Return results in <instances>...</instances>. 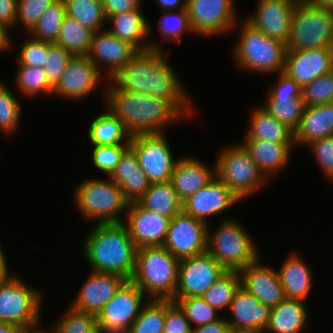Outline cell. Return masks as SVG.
<instances>
[{
    "label": "cell",
    "mask_w": 333,
    "mask_h": 333,
    "mask_svg": "<svg viewBox=\"0 0 333 333\" xmlns=\"http://www.w3.org/2000/svg\"><path fill=\"white\" fill-rule=\"evenodd\" d=\"M0 80V131L5 135H13L20 127L21 103L12 90Z\"/></svg>",
    "instance_id": "44"
},
{
    "label": "cell",
    "mask_w": 333,
    "mask_h": 333,
    "mask_svg": "<svg viewBox=\"0 0 333 333\" xmlns=\"http://www.w3.org/2000/svg\"><path fill=\"white\" fill-rule=\"evenodd\" d=\"M137 52L138 50L134 46L120 40L105 28L93 33L86 56L103 74L106 70V80L108 79L109 82V79L124 68Z\"/></svg>",
    "instance_id": "18"
},
{
    "label": "cell",
    "mask_w": 333,
    "mask_h": 333,
    "mask_svg": "<svg viewBox=\"0 0 333 333\" xmlns=\"http://www.w3.org/2000/svg\"><path fill=\"white\" fill-rule=\"evenodd\" d=\"M105 76L86 55H74L53 88L52 95L70 101H82L99 88L97 86Z\"/></svg>",
    "instance_id": "17"
},
{
    "label": "cell",
    "mask_w": 333,
    "mask_h": 333,
    "mask_svg": "<svg viewBox=\"0 0 333 333\" xmlns=\"http://www.w3.org/2000/svg\"><path fill=\"white\" fill-rule=\"evenodd\" d=\"M208 224L181 211L169 222L163 246L179 260L207 250Z\"/></svg>",
    "instance_id": "16"
},
{
    "label": "cell",
    "mask_w": 333,
    "mask_h": 333,
    "mask_svg": "<svg viewBox=\"0 0 333 333\" xmlns=\"http://www.w3.org/2000/svg\"><path fill=\"white\" fill-rule=\"evenodd\" d=\"M277 270L287 299L305 301L313 285V272L303 256L292 251Z\"/></svg>",
    "instance_id": "30"
},
{
    "label": "cell",
    "mask_w": 333,
    "mask_h": 333,
    "mask_svg": "<svg viewBox=\"0 0 333 333\" xmlns=\"http://www.w3.org/2000/svg\"><path fill=\"white\" fill-rule=\"evenodd\" d=\"M232 317L226 320L230 329H246L264 332L271 308L261 303L253 294L239 287L227 310Z\"/></svg>",
    "instance_id": "26"
},
{
    "label": "cell",
    "mask_w": 333,
    "mask_h": 333,
    "mask_svg": "<svg viewBox=\"0 0 333 333\" xmlns=\"http://www.w3.org/2000/svg\"><path fill=\"white\" fill-rule=\"evenodd\" d=\"M15 55L17 65L43 68L48 57V42L37 40L29 35Z\"/></svg>",
    "instance_id": "48"
},
{
    "label": "cell",
    "mask_w": 333,
    "mask_h": 333,
    "mask_svg": "<svg viewBox=\"0 0 333 333\" xmlns=\"http://www.w3.org/2000/svg\"><path fill=\"white\" fill-rule=\"evenodd\" d=\"M165 299H148L127 333H163Z\"/></svg>",
    "instance_id": "41"
},
{
    "label": "cell",
    "mask_w": 333,
    "mask_h": 333,
    "mask_svg": "<svg viewBox=\"0 0 333 333\" xmlns=\"http://www.w3.org/2000/svg\"><path fill=\"white\" fill-rule=\"evenodd\" d=\"M24 328L8 323H0V333H23Z\"/></svg>",
    "instance_id": "59"
},
{
    "label": "cell",
    "mask_w": 333,
    "mask_h": 333,
    "mask_svg": "<svg viewBox=\"0 0 333 333\" xmlns=\"http://www.w3.org/2000/svg\"><path fill=\"white\" fill-rule=\"evenodd\" d=\"M277 75L275 84L266 91L265 104L260 107L294 132L306 108L302 87L284 73Z\"/></svg>",
    "instance_id": "15"
},
{
    "label": "cell",
    "mask_w": 333,
    "mask_h": 333,
    "mask_svg": "<svg viewBox=\"0 0 333 333\" xmlns=\"http://www.w3.org/2000/svg\"><path fill=\"white\" fill-rule=\"evenodd\" d=\"M313 6L333 11V0H307Z\"/></svg>",
    "instance_id": "60"
},
{
    "label": "cell",
    "mask_w": 333,
    "mask_h": 333,
    "mask_svg": "<svg viewBox=\"0 0 333 333\" xmlns=\"http://www.w3.org/2000/svg\"><path fill=\"white\" fill-rule=\"evenodd\" d=\"M157 24V31L163 41L182 43L181 37L185 33L194 34L186 9L162 11Z\"/></svg>",
    "instance_id": "43"
},
{
    "label": "cell",
    "mask_w": 333,
    "mask_h": 333,
    "mask_svg": "<svg viewBox=\"0 0 333 333\" xmlns=\"http://www.w3.org/2000/svg\"><path fill=\"white\" fill-rule=\"evenodd\" d=\"M74 192L76 208L85 220H93L94 224L123 222L129 203L110 177L107 180H83L76 185Z\"/></svg>",
    "instance_id": "6"
},
{
    "label": "cell",
    "mask_w": 333,
    "mask_h": 333,
    "mask_svg": "<svg viewBox=\"0 0 333 333\" xmlns=\"http://www.w3.org/2000/svg\"><path fill=\"white\" fill-rule=\"evenodd\" d=\"M235 0H187L186 11L193 33L201 37L232 32L239 22Z\"/></svg>",
    "instance_id": "14"
},
{
    "label": "cell",
    "mask_w": 333,
    "mask_h": 333,
    "mask_svg": "<svg viewBox=\"0 0 333 333\" xmlns=\"http://www.w3.org/2000/svg\"><path fill=\"white\" fill-rule=\"evenodd\" d=\"M17 66L15 86L21 95L29 98L43 95V93L52 96L53 87L49 84L43 68L28 65Z\"/></svg>",
    "instance_id": "40"
},
{
    "label": "cell",
    "mask_w": 333,
    "mask_h": 333,
    "mask_svg": "<svg viewBox=\"0 0 333 333\" xmlns=\"http://www.w3.org/2000/svg\"><path fill=\"white\" fill-rule=\"evenodd\" d=\"M170 220L134 202L128 204L122 223L127 227L133 243L140 248L163 246Z\"/></svg>",
    "instance_id": "21"
},
{
    "label": "cell",
    "mask_w": 333,
    "mask_h": 333,
    "mask_svg": "<svg viewBox=\"0 0 333 333\" xmlns=\"http://www.w3.org/2000/svg\"><path fill=\"white\" fill-rule=\"evenodd\" d=\"M220 149L215 162V175L240 202L267 186L269 180L259 171L242 144H231Z\"/></svg>",
    "instance_id": "8"
},
{
    "label": "cell",
    "mask_w": 333,
    "mask_h": 333,
    "mask_svg": "<svg viewBox=\"0 0 333 333\" xmlns=\"http://www.w3.org/2000/svg\"><path fill=\"white\" fill-rule=\"evenodd\" d=\"M66 15L77 20L93 32L103 30L107 24L101 0H63Z\"/></svg>",
    "instance_id": "37"
},
{
    "label": "cell",
    "mask_w": 333,
    "mask_h": 333,
    "mask_svg": "<svg viewBox=\"0 0 333 333\" xmlns=\"http://www.w3.org/2000/svg\"><path fill=\"white\" fill-rule=\"evenodd\" d=\"M330 136H333V102L306 107L294 131L295 147Z\"/></svg>",
    "instance_id": "31"
},
{
    "label": "cell",
    "mask_w": 333,
    "mask_h": 333,
    "mask_svg": "<svg viewBox=\"0 0 333 333\" xmlns=\"http://www.w3.org/2000/svg\"><path fill=\"white\" fill-rule=\"evenodd\" d=\"M143 6L124 13H117L107 18V28L113 35L120 40L126 41L134 46L138 51L148 49H164L158 42L150 41L152 35L151 23L144 17L141 11ZM149 22V23H148ZM151 34V35H150ZM150 36V37H149Z\"/></svg>",
    "instance_id": "25"
},
{
    "label": "cell",
    "mask_w": 333,
    "mask_h": 333,
    "mask_svg": "<svg viewBox=\"0 0 333 333\" xmlns=\"http://www.w3.org/2000/svg\"><path fill=\"white\" fill-rule=\"evenodd\" d=\"M200 159L181 157L175 164L170 182L181 202L210 183L215 177L214 167Z\"/></svg>",
    "instance_id": "27"
},
{
    "label": "cell",
    "mask_w": 333,
    "mask_h": 333,
    "mask_svg": "<svg viewBox=\"0 0 333 333\" xmlns=\"http://www.w3.org/2000/svg\"><path fill=\"white\" fill-rule=\"evenodd\" d=\"M56 0H17V18L26 32H30L36 25L44 11Z\"/></svg>",
    "instance_id": "50"
},
{
    "label": "cell",
    "mask_w": 333,
    "mask_h": 333,
    "mask_svg": "<svg viewBox=\"0 0 333 333\" xmlns=\"http://www.w3.org/2000/svg\"><path fill=\"white\" fill-rule=\"evenodd\" d=\"M165 133L137 134L131 137L130 147L136 153L140 168L151 184L171 180L176 158Z\"/></svg>",
    "instance_id": "12"
},
{
    "label": "cell",
    "mask_w": 333,
    "mask_h": 333,
    "mask_svg": "<svg viewBox=\"0 0 333 333\" xmlns=\"http://www.w3.org/2000/svg\"><path fill=\"white\" fill-rule=\"evenodd\" d=\"M9 30H11L10 28H8L6 25L0 23V53L3 51H9L11 50V46L13 45L11 39L10 38V34H9Z\"/></svg>",
    "instance_id": "57"
},
{
    "label": "cell",
    "mask_w": 333,
    "mask_h": 333,
    "mask_svg": "<svg viewBox=\"0 0 333 333\" xmlns=\"http://www.w3.org/2000/svg\"><path fill=\"white\" fill-rule=\"evenodd\" d=\"M309 311L305 301L285 299L271 308L263 333H303L308 327Z\"/></svg>",
    "instance_id": "32"
},
{
    "label": "cell",
    "mask_w": 333,
    "mask_h": 333,
    "mask_svg": "<svg viewBox=\"0 0 333 333\" xmlns=\"http://www.w3.org/2000/svg\"><path fill=\"white\" fill-rule=\"evenodd\" d=\"M17 0H0V23L14 28L17 18Z\"/></svg>",
    "instance_id": "54"
},
{
    "label": "cell",
    "mask_w": 333,
    "mask_h": 333,
    "mask_svg": "<svg viewBox=\"0 0 333 333\" xmlns=\"http://www.w3.org/2000/svg\"><path fill=\"white\" fill-rule=\"evenodd\" d=\"M241 144L249 152L257 168L267 180L286 167L291 160V150L295 145L261 139H244Z\"/></svg>",
    "instance_id": "28"
},
{
    "label": "cell",
    "mask_w": 333,
    "mask_h": 333,
    "mask_svg": "<svg viewBox=\"0 0 333 333\" xmlns=\"http://www.w3.org/2000/svg\"><path fill=\"white\" fill-rule=\"evenodd\" d=\"M103 113L95 117L88 129V139L93 146L130 144L132 135L123 122L105 106Z\"/></svg>",
    "instance_id": "34"
},
{
    "label": "cell",
    "mask_w": 333,
    "mask_h": 333,
    "mask_svg": "<svg viewBox=\"0 0 333 333\" xmlns=\"http://www.w3.org/2000/svg\"><path fill=\"white\" fill-rule=\"evenodd\" d=\"M110 178L121 188L128 203L137 202L151 185L131 147L124 152Z\"/></svg>",
    "instance_id": "29"
},
{
    "label": "cell",
    "mask_w": 333,
    "mask_h": 333,
    "mask_svg": "<svg viewBox=\"0 0 333 333\" xmlns=\"http://www.w3.org/2000/svg\"><path fill=\"white\" fill-rule=\"evenodd\" d=\"M40 325L31 327V328H26L23 333H56L54 328L50 326L49 329H43L39 327Z\"/></svg>",
    "instance_id": "61"
},
{
    "label": "cell",
    "mask_w": 333,
    "mask_h": 333,
    "mask_svg": "<svg viewBox=\"0 0 333 333\" xmlns=\"http://www.w3.org/2000/svg\"><path fill=\"white\" fill-rule=\"evenodd\" d=\"M307 146L312 150V154L316 159L324 176L329 182H333V136L324 137L312 141Z\"/></svg>",
    "instance_id": "51"
},
{
    "label": "cell",
    "mask_w": 333,
    "mask_h": 333,
    "mask_svg": "<svg viewBox=\"0 0 333 333\" xmlns=\"http://www.w3.org/2000/svg\"><path fill=\"white\" fill-rule=\"evenodd\" d=\"M160 11H177L186 8L187 0H155Z\"/></svg>",
    "instance_id": "56"
},
{
    "label": "cell",
    "mask_w": 333,
    "mask_h": 333,
    "mask_svg": "<svg viewBox=\"0 0 333 333\" xmlns=\"http://www.w3.org/2000/svg\"><path fill=\"white\" fill-rule=\"evenodd\" d=\"M165 55L163 49L138 51L109 80L119 89L167 100L185 118H189L195 111L193 101Z\"/></svg>",
    "instance_id": "1"
},
{
    "label": "cell",
    "mask_w": 333,
    "mask_h": 333,
    "mask_svg": "<svg viewBox=\"0 0 333 333\" xmlns=\"http://www.w3.org/2000/svg\"><path fill=\"white\" fill-rule=\"evenodd\" d=\"M1 243H0V279H5L9 276L12 275V273H10L11 271H9L8 269V262L6 259V256L4 254L3 248L1 247Z\"/></svg>",
    "instance_id": "58"
},
{
    "label": "cell",
    "mask_w": 333,
    "mask_h": 333,
    "mask_svg": "<svg viewBox=\"0 0 333 333\" xmlns=\"http://www.w3.org/2000/svg\"><path fill=\"white\" fill-rule=\"evenodd\" d=\"M65 16L64 1L56 0L44 11L28 34L37 40L56 43Z\"/></svg>",
    "instance_id": "39"
},
{
    "label": "cell",
    "mask_w": 333,
    "mask_h": 333,
    "mask_svg": "<svg viewBox=\"0 0 333 333\" xmlns=\"http://www.w3.org/2000/svg\"><path fill=\"white\" fill-rule=\"evenodd\" d=\"M227 270L207 251L181 259L178 267V283L171 299L202 296Z\"/></svg>",
    "instance_id": "13"
},
{
    "label": "cell",
    "mask_w": 333,
    "mask_h": 333,
    "mask_svg": "<svg viewBox=\"0 0 333 333\" xmlns=\"http://www.w3.org/2000/svg\"><path fill=\"white\" fill-rule=\"evenodd\" d=\"M84 260L90 271L114 273L131 280L137 247L123 223L95 224L84 236Z\"/></svg>",
    "instance_id": "3"
},
{
    "label": "cell",
    "mask_w": 333,
    "mask_h": 333,
    "mask_svg": "<svg viewBox=\"0 0 333 333\" xmlns=\"http://www.w3.org/2000/svg\"><path fill=\"white\" fill-rule=\"evenodd\" d=\"M239 25L240 34L232 48L235 65L243 71L259 74H279L284 72L286 44L271 39L255 29L245 19Z\"/></svg>",
    "instance_id": "5"
},
{
    "label": "cell",
    "mask_w": 333,
    "mask_h": 333,
    "mask_svg": "<svg viewBox=\"0 0 333 333\" xmlns=\"http://www.w3.org/2000/svg\"><path fill=\"white\" fill-rule=\"evenodd\" d=\"M93 33L92 30L66 15L55 44L62 46L73 55H87Z\"/></svg>",
    "instance_id": "36"
},
{
    "label": "cell",
    "mask_w": 333,
    "mask_h": 333,
    "mask_svg": "<svg viewBox=\"0 0 333 333\" xmlns=\"http://www.w3.org/2000/svg\"><path fill=\"white\" fill-rule=\"evenodd\" d=\"M230 333H263L256 330H246V329H230Z\"/></svg>",
    "instance_id": "62"
},
{
    "label": "cell",
    "mask_w": 333,
    "mask_h": 333,
    "mask_svg": "<svg viewBox=\"0 0 333 333\" xmlns=\"http://www.w3.org/2000/svg\"><path fill=\"white\" fill-rule=\"evenodd\" d=\"M137 203L170 219L182 211V202L170 181L151 184Z\"/></svg>",
    "instance_id": "35"
},
{
    "label": "cell",
    "mask_w": 333,
    "mask_h": 333,
    "mask_svg": "<svg viewBox=\"0 0 333 333\" xmlns=\"http://www.w3.org/2000/svg\"><path fill=\"white\" fill-rule=\"evenodd\" d=\"M207 227V252L227 271H240L261 255L245 227L233 218H225L212 230Z\"/></svg>",
    "instance_id": "7"
},
{
    "label": "cell",
    "mask_w": 333,
    "mask_h": 333,
    "mask_svg": "<svg viewBox=\"0 0 333 333\" xmlns=\"http://www.w3.org/2000/svg\"><path fill=\"white\" fill-rule=\"evenodd\" d=\"M130 144H117L107 146H93L92 161L97 170L110 177L120 162L124 152Z\"/></svg>",
    "instance_id": "47"
},
{
    "label": "cell",
    "mask_w": 333,
    "mask_h": 333,
    "mask_svg": "<svg viewBox=\"0 0 333 333\" xmlns=\"http://www.w3.org/2000/svg\"><path fill=\"white\" fill-rule=\"evenodd\" d=\"M185 312L192 328L218 320L219 311L211 307L201 296L180 298L176 302Z\"/></svg>",
    "instance_id": "45"
},
{
    "label": "cell",
    "mask_w": 333,
    "mask_h": 333,
    "mask_svg": "<svg viewBox=\"0 0 333 333\" xmlns=\"http://www.w3.org/2000/svg\"><path fill=\"white\" fill-rule=\"evenodd\" d=\"M179 262L164 246L140 247L131 281L148 299H172L178 283Z\"/></svg>",
    "instance_id": "4"
},
{
    "label": "cell",
    "mask_w": 333,
    "mask_h": 333,
    "mask_svg": "<svg viewBox=\"0 0 333 333\" xmlns=\"http://www.w3.org/2000/svg\"><path fill=\"white\" fill-rule=\"evenodd\" d=\"M126 280L118 274L90 271L70 306L96 316Z\"/></svg>",
    "instance_id": "24"
},
{
    "label": "cell",
    "mask_w": 333,
    "mask_h": 333,
    "mask_svg": "<svg viewBox=\"0 0 333 333\" xmlns=\"http://www.w3.org/2000/svg\"><path fill=\"white\" fill-rule=\"evenodd\" d=\"M239 201V198L215 177L182 202V211L208 224L211 216L220 215Z\"/></svg>",
    "instance_id": "22"
},
{
    "label": "cell",
    "mask_w": 333,
    "mask_h": 333,
    "mask_svg": "<svg viewBox=\"0 0 333 333\" xmlns=\"http://www.w3.org/2000/svg\"><path fill=\"white\" fill-rule=\"evenodd\" d=\"M299 0H257L245 20L271 39L287 44L293 9Z\"/></svg>",
    "instance_id": "20"
},
{
    "label": "cell",
    "mask_w": 333,
    "mask_h": 333,
    "mask_svg": "<svg viewBox=\"0 0 333 333\" xmlns=\"http://www.w3.org/2000/svg\"><path fill=\"white\" fill-rule=\"evenodd\" d=\"M105 87V106L123 122L132 136L165 133L167 126L185 119L167 100L119 89L111 80Z\"/></svg>",
    "instance_id": "2"
},
{
    "label": "cell",
    "mask_w": 333,
    "mask_h": 333,
    "mask_svg": "<svg viewBox=\"0 0 333 333\" xmlns=\"http://www.w3.org/2000/svg\"><path fill=\"white\" fill-rule=\"evenodd\" d=\"M147 301L144 292L131 280H126L96 315L100 332L127 333Z\"/></svg>",
    "instance_id": "11"
},
{
    "label": "cell",
    "mask_w": 333,
    "mask_h": 333,
    "mask_svg": "<svg viewBox=\"0 0 333 333\" xmlns=\"http://www.w3.org/2000/svg\"><path fill=\"white\" fill-rule=\"evenodd\" d=\"M302 98L306 107L333 102V70L306 84Z\"/></svg>",
    "instance_id": "46"
},
{
    "label": "cell",
    "mask_w": 333,
    "mask_h": 333,
    "mask_svg": "<svg viewBox=\"0 0 333 333\" xmlns=\"http://www.w3.org/2000/svg\"><path fill=\"white\" fill-rule=\"evenodd\" d=\"M333 46V11L307 0L297 1L290 22L287 50Z\"/></svg>",
    "instance_id": "9"
},
{
    "label": "cell",
    "mask_w": 333,
    "mask_h": 333,
    "mask_svg": "<svg viewBox=\"0 0 333 333\" xmlns=\"http://www.w3.org/2000/svg\"><path fill=\"white\" fill-rule=\"evenodd\" d=\"M26 285L19 275L0 279V323L24 329L41 324L44 295Z\"/></svg>",
    "instance_id": "10"
},
{
    "label": "cell",
    "mask_w": 333,
    "mask_h": 333,
    "mask_svg": "<svg viewBox=\"0 0 333 333\" xmlns=\"http://www.w3.org/2000/svg\"><path fill=\"white\" fill-rule=\"evenodd\" d=\"M192 333H230V326L226 317L220 316L216 321L192 328Z\"/></svg>",
    "instance_id": "55"
},
{
    "label": "cell",
    "mask_w": 333,
    "mask_h": 333,
    "mask_svg": "<svg viewBox=\"0 0 333 333\" xmlns=\"http://www.w3.org/2000/svg\"><path fill=\"white\" fill-rule=\"evenodd\" d=\"M74 55L62 46L48 42V57L43 67L49 84L54 88Z\"/></svg>",
    "instance_id": "49"
},
{
    "label": "cell",
    "mask_w": 333,
    "mask_h": 333,
    "mask_svg": "<svg viewBox=\"0 0 333 333\" xmlns=\"http://www.w3.org/2000/svg\"><path fill=\"white\" fill-rule=\"evenodd\" d=\"M106 18L117 13L133 11L143 5L142 0H101Z\"/></svg>",
    "instance_id": "53"
},
{
    "label": "cell",
    "mask_w": 333,
    "mask_h": 333,
    "mask_svg": "<svg viewBox=\"0 0 333 333\" xmlns=\"http://www.w3.org/2000/svg\"><path fill=\"white\" fill-rule=\"evenodd\" d=\"M261 258L239 271L241 287L270 308L286 299L276 269L261 263Z\"/></svg>",
    "instance_id": "23"
},
{
    "label": "cell",
    "mask_w": 333,
    "mask_h": 333,
    "mask_svg": "<svg viewBox=\"0 0 333 333\" xmlns=\"http://www.w3.org/2000/svg\"><path fill=\"white\" fill-rule=\"evenodd\" d=\"M240 286L239 272L226 271L201 297L217 311L225 312Z\"/></svg>",
    "instance_id": "38"
},
{
    "label": "cell",
    "mask_w": 333,
    "mask_h": 333,
    "mask_svg": "<svg viewBox=\"0 0 333 333\" xmlns=\"http://www.w3.org/2000/svg\"><path fill=\"white\" fill-rule=\"evenodd\" d=\"M163 333H192V326L185 312L171 299H165Z\"/></svg>",
    "instance_id": "52"
},
{
    "label": "cell",
    "mask_w": 333,
    "mask_h": 333,
    "mask_svg": "<svg viewBox=\"0 0 333 333\" xmlns=\"http://www.w3.org/2000/svg\"><path fill=\"white\" fill-rule=\"evenodd\" d=\"M244 139H261L280 144H295L294 132L260 106L250 112Z\"/></svg>",
    "instance_id": "33"
},
{
    "label": "cell",
    "mask_w": 333,
    "mask_h": 333,
    "mask_svg": "<svg viewBox=\"0 0 333 333\" xmlns=\"http://www.w3.org/2000/svg\"><path fill=\"white\" fill-rule=\"evenodd\" d=\"M333 70V46L287 50L284 74L302 88Z\"/></svg>",
    "instance_id": "19"
},
{
    "label": "cell",
    "mask_w": 333,
    "mask_h": 333,
    "mask_svg": "<svg viewBox=\"0 0 333 333\" xmlns=\"http://www.w3.org/2000/svg\"><path fill=\"white\" fill-rule=\"evenodd\" d=\"M68 307L62 317L51 324L56 333H101L95 315Z\"/></svg>",
    "instance_id": "42"
}]
</instances>
